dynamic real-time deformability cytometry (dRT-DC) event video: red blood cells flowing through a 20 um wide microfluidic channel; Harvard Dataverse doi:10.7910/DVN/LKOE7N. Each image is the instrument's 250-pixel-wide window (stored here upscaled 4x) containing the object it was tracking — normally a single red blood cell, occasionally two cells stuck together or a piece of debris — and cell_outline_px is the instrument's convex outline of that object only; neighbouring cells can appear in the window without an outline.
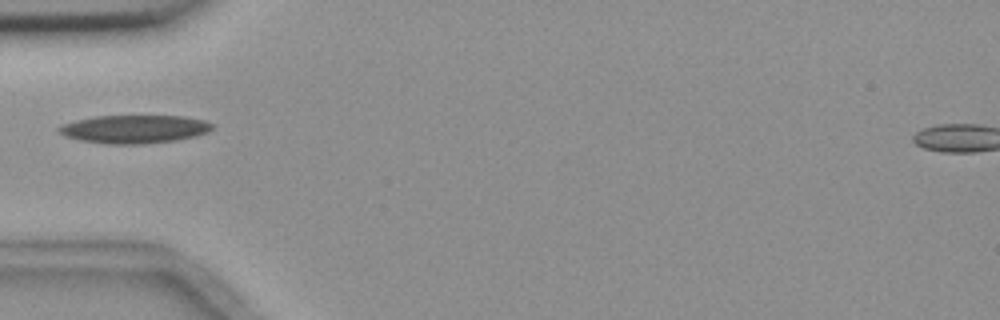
{"species": "common noctule bat (a hibernating species)", "species_latin": "Nyctalus noctula", "temperature_condition": "room temperature", "stored_images_in_passage": 5, "camera_frame_rate_fps": 3000, "um_per_image_px": 0.085, "animal": {"sex": "female", "body_mass_g": 18.4}, "frame": {"image": 1, "passage_image": 5, "time_ms": 5.333, "image_size_px": [1000, 320], "cell_outline_px": [[212, 128], [208, 132], [196, 136], [176, 140], [144, 144], [108, 144], [80, 140], [64, 136], [56, 128], [64, 124], [76, 120], [96, 116], [184, 116], [208, 120], [212, 124]], "centroid_in_image_um": [11.45, 10.97], "position_along_channel_um": 73.5, "area_um2": 25.26}}